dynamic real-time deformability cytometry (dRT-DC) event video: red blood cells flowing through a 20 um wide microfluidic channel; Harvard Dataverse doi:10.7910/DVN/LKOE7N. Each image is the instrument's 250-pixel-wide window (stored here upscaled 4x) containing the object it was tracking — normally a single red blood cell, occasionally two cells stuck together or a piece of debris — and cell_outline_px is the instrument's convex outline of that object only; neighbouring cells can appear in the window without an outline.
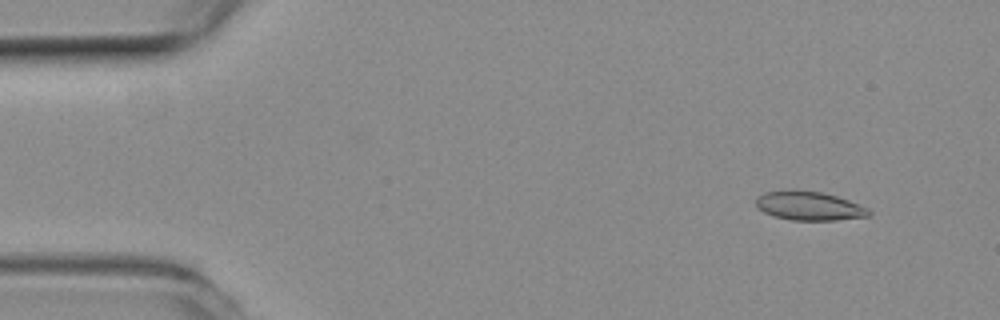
{"species": "common noctule bat (a hibernating species)", "species_latin": "Nyctalus noctula", "temperature_condition": "room temperature", "stored_images_in_passage": 53, "camera_frame_rate_fps": 3000, "um_per_image_px": 0.085, "animal": {"sex": "female", "body_mass_g": 19.3, "forearm_length_mm": 54.1}, "frame": {"image": 1, "passage_image": 4, "time_ms": 1.0, "image_size_px": [1000, 320], "cell_outline_px": [[872, 212], [868, 216], [836, 220], [792, 220], [772, 216], [764, 212], [756, 204], [756, 196], [764, 192], [820, 192], [836, 196], [848, 200], [868, 208]], "centroid_in_image_um": [68.79, 17.54], "position_along_channel_um": 16.2, "area_um2": 18.38}}
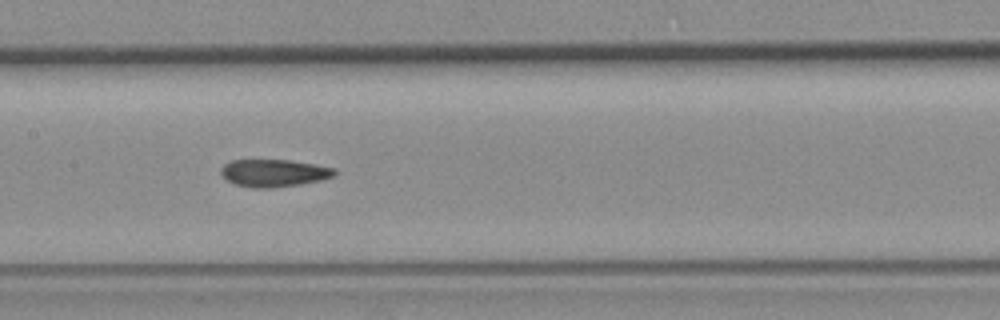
{"frame": {"image": 2, "passage_image": 25, "time_ms": 8.0, "image_size_px": [1000, 320], "cell_outline_px": [[336, 176], [320, 180], [300, 184], [272, 188], [252, 188], [236, 184], [228, 180], [220, 172], [220, 168], [224, 164], [232, 160], [288, 160], [316, 164], [336, 168]], "centroid_in_image_um": [23.31, 14.7], "position_along_channel_um": 184.1, "area_um2": 18.21}}
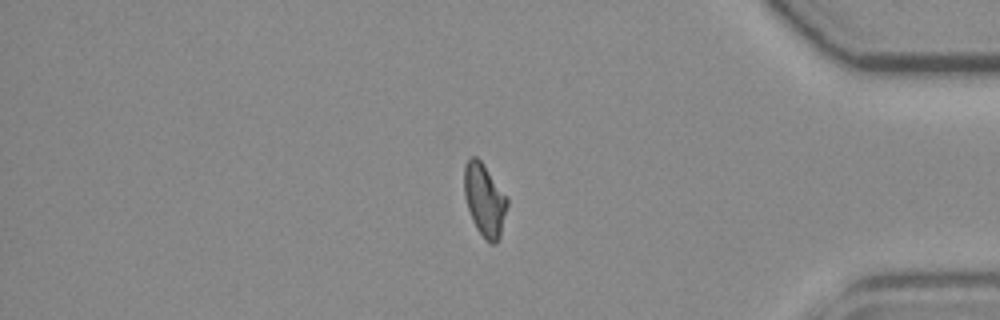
{"frame": {"image": 3, "passage_image": 44, "time_ms": 14.333, "image_size_px": [1000, 320], "cell_outline_px": [[508, 204], [500, 236], [496, 244], [492, 244], [476, 228], [472, 220], [464, 196], [464, 164], [472, 156], [476, 156], [484, 164], [508, 196]], "centroid_in_image_um": [41.19, 16.95], "position_along_channel_um": 394.0, "area_um2": 18.26}, "authors_computed_cell_mechanics": {"area_um2": 18.3804, "velocity_mm_per_s": 3.8138, "shape_relaxation_time_tau1_ms": 10.9063, "shape_relaxation_time_tau2_ms": 1.6008, "deformation_change_tau1": 0.2311, "deformation_change_tau2": 0.0705}}